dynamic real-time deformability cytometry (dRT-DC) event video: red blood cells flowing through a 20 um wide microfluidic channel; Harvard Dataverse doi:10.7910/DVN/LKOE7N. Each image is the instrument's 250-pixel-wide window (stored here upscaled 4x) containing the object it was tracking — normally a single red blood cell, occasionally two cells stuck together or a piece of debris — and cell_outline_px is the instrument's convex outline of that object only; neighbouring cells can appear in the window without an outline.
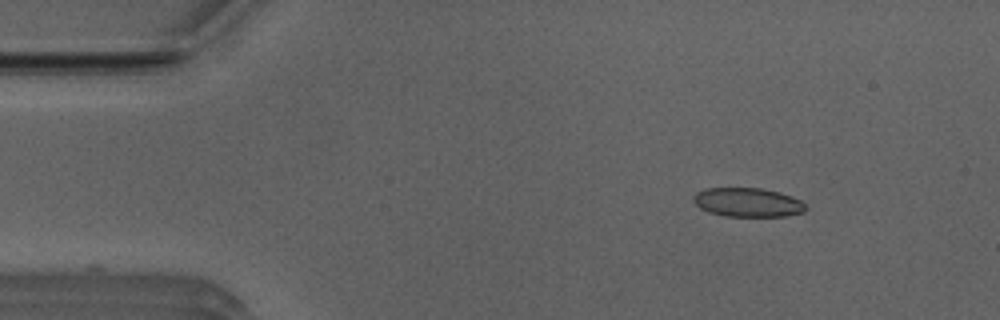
{"species": "Egyptian fruit bat (a non-hibernating species)", "species_latin": "Rousettus aegyptiacus", "temperature_condition": "room temperature", "stored_images_in_passage": 46, "camera_frame_rate_fps": 3000, "um_per_image_px": 0.085, "animal": {"sex": "male"}, "frame": {"image": 1, "passage_image": 1, "time_ms": 0.0, "image_size_px": [1000, 320], "cell_outline_px": [[808, 208], [804, 212], [784, 216], [724, 216], [708, 212], [700, 208], [692, 200], [692, 196], [696, 192], [704, 188], [760, 188], [780, 192], [792, 196], [800, 200]], "centroid_in_image_um": [63.54, 17.19], "position_along_channel_um": 21.5, "area_um2": 19.13}}
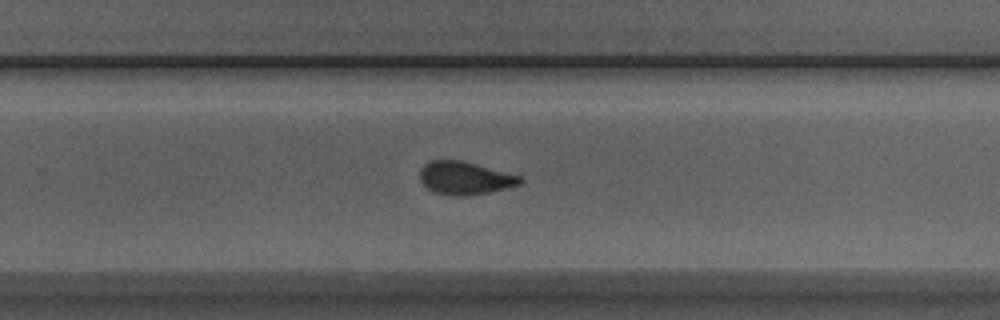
{"frame": {"image": 2, "passage_image": 27, "time_ms": 8.667, "image_size_px": [1000, 320], "cell_outline_px": [[524, 180], [520, 184], [488, 192], [464, 196], [452, 196], [432, 192], [420, 180], [420, 168], [428, 160], [460, 160], [476, 164], [520, 176]], "centroid_in_image_um": [39.46, 15.13], "position_along_channel_um": 290.3, "area_um2": 19.13}}
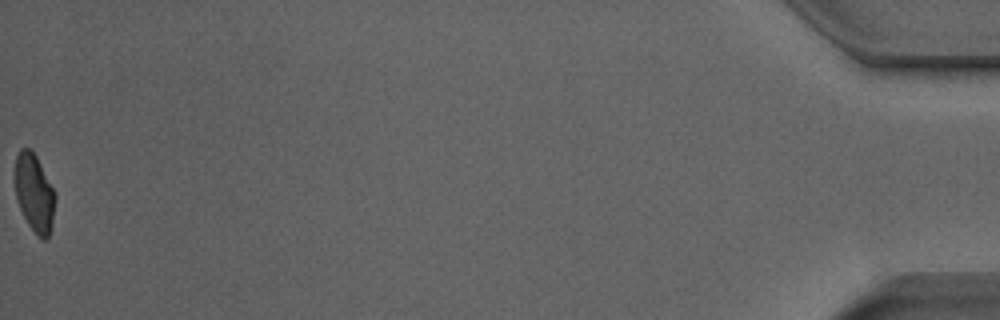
{"frame": {"image": 3, "passage_image": 46, "time_ms": 15.0, "image_size_px": [1000, 320], "cell_outline_px": [[56, 200], [52, 224], [48, 236], [44, 240], [28, 224], [20, 208], [16, 196], [16, 156], [20, 148], [28, 148], [36, 156], [56, 192]], "centroid_in_image_um": [2.95, 16.39], "position_along_channel_um": 432.3, "area_um2": 17.92}, "authors_computed_cell_mechanics": {"area_um2": 19.4208, "velocity_mm_per_s": 3.962, "shape_relaxation_time_tau1_ms": 6.8417, "shape_relaxation_time_tau2_ms": 1.1798, "deformation_change_tau1": 0.1805, "deformation_change_tau2": 0.0688}}